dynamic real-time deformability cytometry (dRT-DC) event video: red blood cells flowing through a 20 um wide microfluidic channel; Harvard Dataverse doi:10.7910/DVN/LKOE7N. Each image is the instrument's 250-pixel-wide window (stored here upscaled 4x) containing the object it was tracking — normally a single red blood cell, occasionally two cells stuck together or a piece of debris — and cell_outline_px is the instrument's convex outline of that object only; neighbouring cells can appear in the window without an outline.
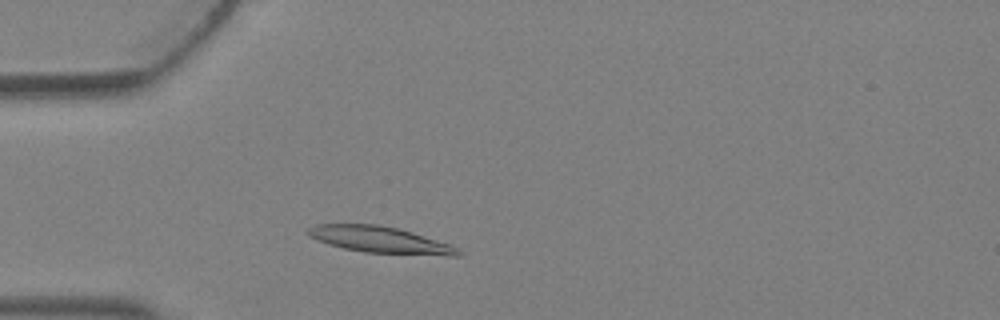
{"species": "Egyptian fruit bat (a non-hibernating species)", "species_latin": "Rousettus aegyptiacus", "temperature_condition": "warm", "stored_images_in_passage": 1, "camera_frame_rate_fps": 3000, "um_per_image_px": 0.085, "animal": {"sex": "female"}, "frame": {"image": 1, "passage_image": 1, "time_ms": 0.0, "image_size_px": [1000, 320], "cell_outline_px": [[464, 252], [460, 256], [448, 256], [364, 252], [344, 248], [328, 244], [308, 236], [304, 232], [308, 228], [316, 224], [380, 224], [412, 232], [452, 244]], "centroid_in_image_um": [32.34, 20.38], "position_along_channel_um": 52.7, "area_um2": 23.41}}